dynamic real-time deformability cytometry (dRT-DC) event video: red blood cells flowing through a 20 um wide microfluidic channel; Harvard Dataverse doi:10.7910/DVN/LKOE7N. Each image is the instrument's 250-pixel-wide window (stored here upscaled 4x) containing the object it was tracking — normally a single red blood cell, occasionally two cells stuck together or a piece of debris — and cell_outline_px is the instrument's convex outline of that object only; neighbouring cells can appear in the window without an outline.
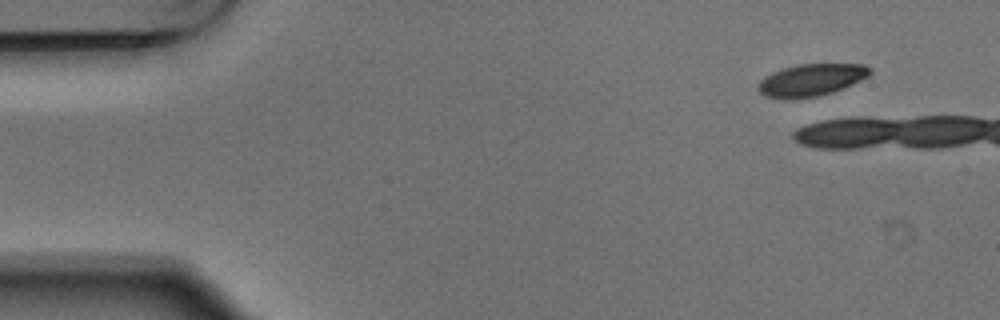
{"species": "Egyptian fruit bat (a non-hibernating species)", "species_latin": "Rousettus aegyptiacus", "temperature_condition": "warm", "stored_images_in_passage": 6, "segment_of_instrument_passage": [2, 2], "camera_frame_rate_fps": 3000, "um_per_image_px": 0.085, "animal": {"sex": "male"}, "frame": {"image": 1, "passage_image": 6, "time_ms": 1.667, "image_size_px": [1000, 320], "cell_outline_px": [[872, 72], [868, 76], [844, 88], [832, 92], [816, 96], [788, 100], [784, 100], [764, 96], [756, 88], [756, 84], [764, 76], [772, 72], [784, 68], [800, 64], [864, 64], [872, 68]], "centroid_in_image_um": [68.91, 6.81], "position_along_channel_um": 16.1, "area_um2": 21.21}}